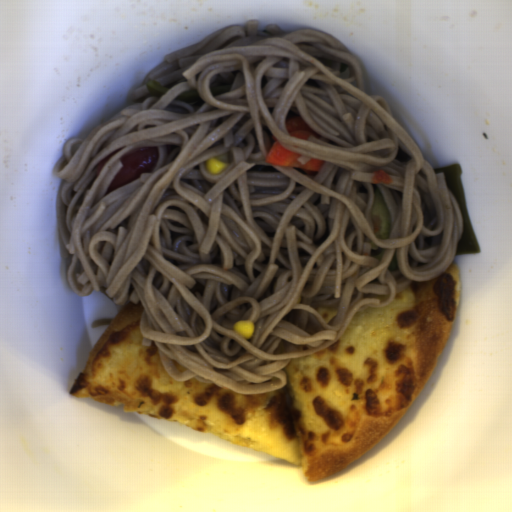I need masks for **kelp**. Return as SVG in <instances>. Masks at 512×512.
Segmentation results:
<instances>
[{"label": "kelp", "instance_id": "kelp-1", "mask_svg": "<svg viewBox=\"0 0 512 512\" xmlns=\"http://www.w3.org/2000/svg\"><path fill=\"white\" fill-rule=\"evenodd\" d=\"M434 174H443L446 185L453 195L462 219V233L457 246L456 255L475 254L481 252L480 245L471 225L467 200L462 182L460 163L433 169Z\"/></svg>", "mask_w": 512, "mask_h": 512}]
</instances>
